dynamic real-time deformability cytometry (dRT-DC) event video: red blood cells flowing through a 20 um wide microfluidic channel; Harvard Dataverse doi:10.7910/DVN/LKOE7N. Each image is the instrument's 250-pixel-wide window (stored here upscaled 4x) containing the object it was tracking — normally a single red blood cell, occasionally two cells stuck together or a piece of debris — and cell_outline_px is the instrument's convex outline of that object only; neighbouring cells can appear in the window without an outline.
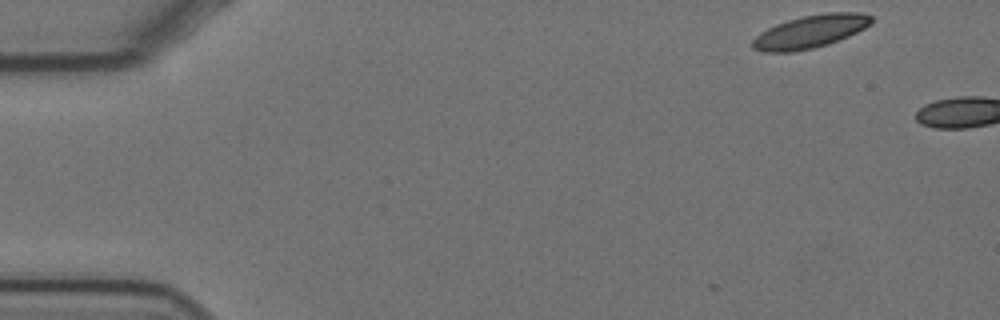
{"species": "Egyptian fruit bat (a non-hibernating species)", "species_latin": "Rousettus aegyptiacus", "temperature_condition": "cold", "stored_images_in_passage": 2, "camera_frame_rate_fps": 3000, "um_per_image_px": 0.085, "animal": {"sex": "female"}, "frame": {"image": 1, "passage_image": 2, "time_ms": 0.333, "image_size_px": [1000, 320], "cell_outline_px": [[872, 20], [864, 28], [848, 36], [828, 44], [812, 48], [792, 52], [760, 52], [752, 48], [752, 40], [760, 32], [776, 24], [788, 20], [804, 16], [828, 12], [860, 12], [872, 16]], "centroid_in_image_um": [68.83, 2.69], "position_along_channel_um": 16.2, "area_um2": 22.6}}